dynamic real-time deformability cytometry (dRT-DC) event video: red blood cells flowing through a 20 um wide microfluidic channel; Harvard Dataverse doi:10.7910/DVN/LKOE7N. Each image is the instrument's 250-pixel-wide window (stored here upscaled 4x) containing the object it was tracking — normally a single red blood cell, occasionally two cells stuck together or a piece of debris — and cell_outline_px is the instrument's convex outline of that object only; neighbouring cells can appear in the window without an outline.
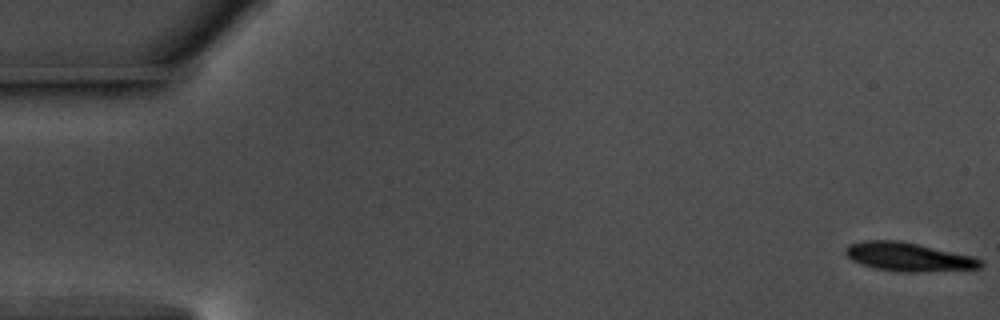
{"species": "common noctule bat (a hibernating species)", "species_latin": "Nyctalus noctula", "temperature_condition": "warm", "stored_images_in_passage": 56, "camera_frame_rate_fps": 3000, "um_per_image_px": 0.085, "animal": {"sex": "male", "body_mass_g": 17.5, "forearm_length_mm": 52.3}, "frame": {"image": 1, "passage_image": 1, "time_ms": 0.0, "image_size_px": [1000, 320], "cell_outline_px": [[984, 264], [980, 268], [912, 272], [904, 272], [876, 268], [852, 260], [844, 252], [844, 248], [848, 244], [864, 240], [900, 240], [972, 256], [984, 260]], "centroid_in_image_um": [77.21, 21.82], "position_along_channel_um": 7.8, "area_um2": 22.37}}
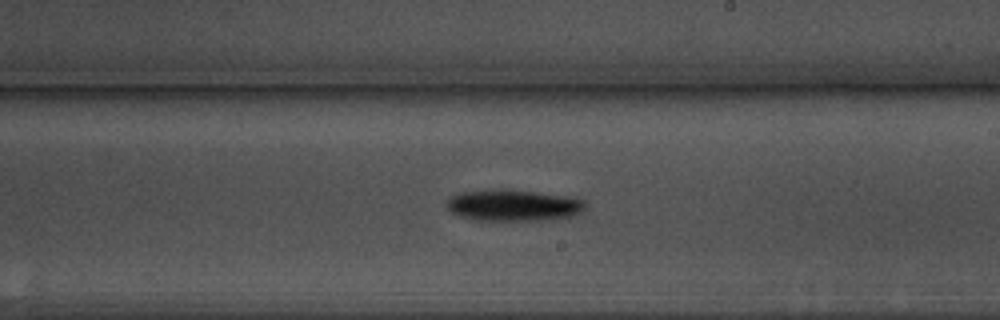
{"frame": {"image": 2, "passage_image": 33, "time_ms": 10.667, "image_size_px": [1000, 320], "cell_outline_px": [[588, 204], [580, 212], [572, 216], [540, 220], [480, 220], [460, 216], [452, 212], [448, 208], [448, 200], [452, 196], [460, 192], [536, 192], [568, 196], [584, 200]], "centroid_in_image_um": [43.71, 17.49], "position_along_channel_um": 245.3, "area_um2": 24.16}}
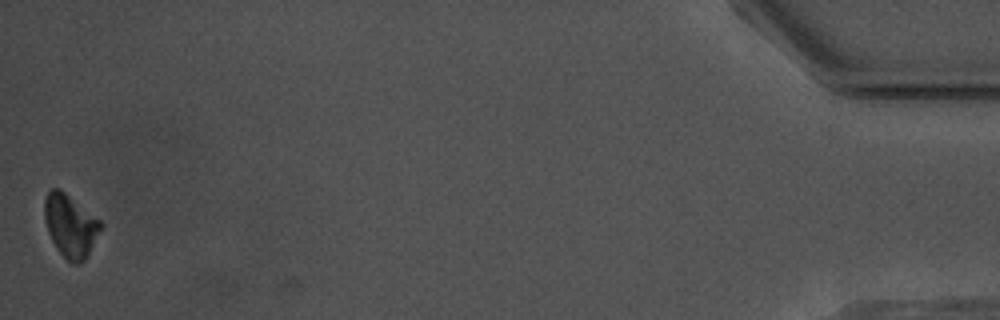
{"frame": {"image": 3, "passage_image": 56, "time_ms": 18.333, "image_size_px": [1000, 320], "cell_outline_px": [[104, 224], [84, 260], [80, 264], [72, 264], [56, 248], [48, 232], [44, 220], [44, 200], [48, 192], [52, 188], [60, 188], [100, 220]], "centroid_in_image_um": [5.97, 19.17], "position_along_channel_um": 429.2, "area_um2": 20.4}}